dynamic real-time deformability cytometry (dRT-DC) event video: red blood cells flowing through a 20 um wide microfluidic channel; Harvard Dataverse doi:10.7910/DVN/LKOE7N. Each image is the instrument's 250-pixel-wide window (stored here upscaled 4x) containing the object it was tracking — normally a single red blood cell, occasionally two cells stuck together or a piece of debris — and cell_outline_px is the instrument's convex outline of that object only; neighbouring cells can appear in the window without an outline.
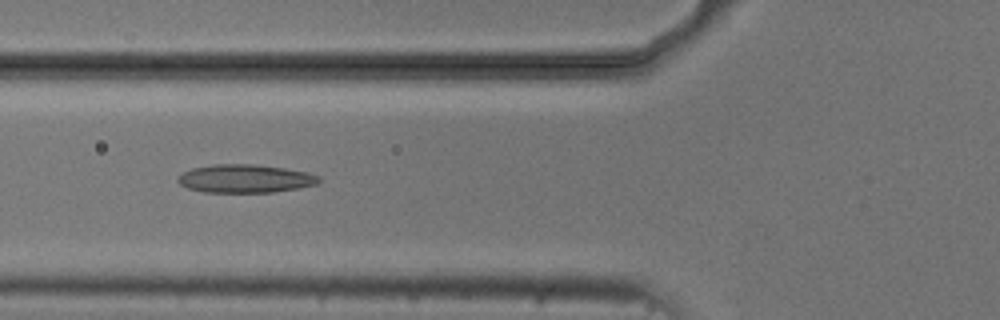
{"species": "common noctule bat (a hibernating species)", "species_latin": "Nyctalus noctula", "temperature_condition": "cold", "stored_images_in_passage": 8, "camera_frame_rate_fps": 3000, "um_per_image_px": 0.085, "animal": {"sex": "male", "body_mass_g": 20.5, "forearm_length_mm": 52.5}, "frame": {"image": 1, "passage_image": 6, "time_ms": 6.0, "image_size_px": [1000, 320], "cell_outline_px": [[320, 180], [316, 184], [300, 188], [272, 192], [204, 192], [188, 188], [180, 184], [176, 180], [184, 172], [192, 168], [212, 164], [252, 164], [284, 168], [308, 172], [320, 176]], "centroid_in_image_um": [20.85, 15.18], "position_along_channel_um": 104.9, "area_um2": 23.18}}
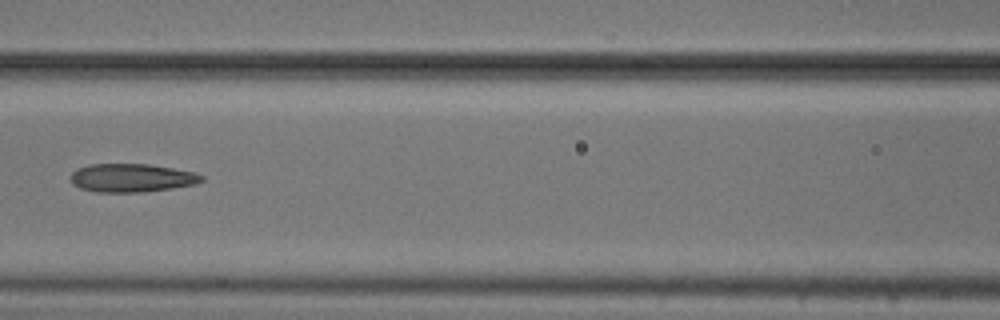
{"frame": {"image": 2, "passage_image": 7, "time_ms": 7.333, "image_size_px": [1000, 320], "cell_outline_px": [[204, 180], [196, 184], [172, 188], [144, 192], [96, 192], [80, 188], [72, 184], [72, 172], [76, 168], [88, 164], [148, 164], [196, 172], [204, 176]], "centroid_in_image_um": [11.21, 15.12], "position_along_channel_um": 155.4, "area_um2": 21.79}}
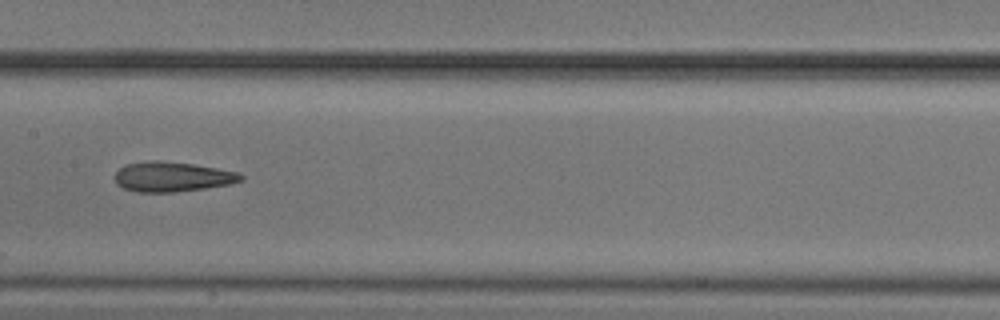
{"frame": {"image": 3, "passage_image": 8, "time_ms": 8.333, "image_size_px": [1000, 320], "cell_outline_px": [[244, 180], [232, 184], [176, 192], [136, 192], [124, 188], [116, 184], [116, 172], [120, 168], [128, 164], [148, 160], [160, 160], [192, 164], [240, 172], [244, 176]], "centroid_in_image_um": [14.68, 15.02], "position_along_channel_um": 192.7, "area_um2": 22.02}}